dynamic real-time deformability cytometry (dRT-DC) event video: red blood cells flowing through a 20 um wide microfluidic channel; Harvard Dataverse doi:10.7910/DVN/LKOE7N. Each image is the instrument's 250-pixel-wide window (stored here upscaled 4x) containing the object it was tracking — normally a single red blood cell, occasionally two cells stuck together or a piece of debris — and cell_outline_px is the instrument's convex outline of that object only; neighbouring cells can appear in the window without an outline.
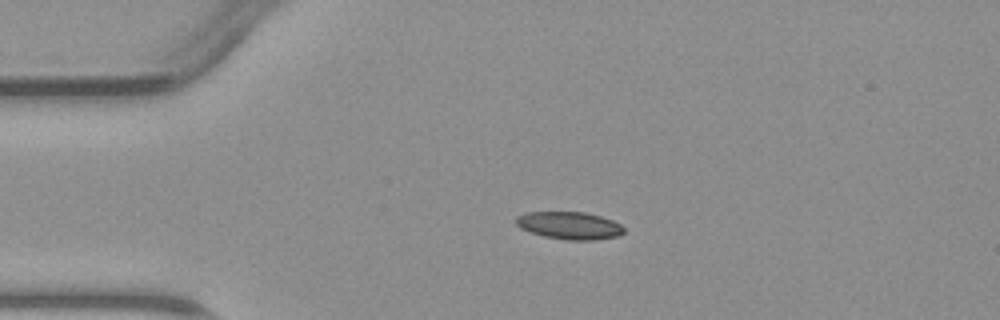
{"species": "common noctule bat (a hibernating species)", "species_latin": "Nyctalus noctula", "temperature_condition": "warm", "stored_images_in_passage": 5, "camera_frame_rate_fps": 3000, "um_per_image_px": 0.085, "animal": {"sex": "male", "body_mass_g": 23.1, "forearm_length_mm": 52.7}, "frame": {"image": 1, "passage_image": 1, "time_ms": 0.0, "image_size_px": [1000, 320], "cell_outline_px": [[624, 232], [620, 236], [596, 240], [568, 240], [544, 236], [520, 228], [516, 224], [516, 216], [524, 212], [584, 212], [600, 216], [612, 220], [620, 224], [624, 228]], "centroid_in_image_um": [48.41, 19.17], "position_along_channel_um": 36.6, "area_um2": 17.34}}
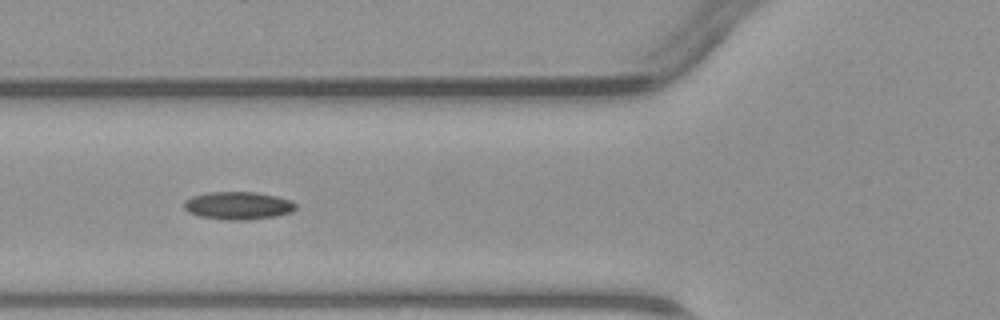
{"frame": {"image": 2, "passage_image": 3, "time_ms": 2.333, "image_size_px": [1000, 320], "cell_outline_px": [[296, 208], [292, 212], [276, 216], [244, 220], [228, 220], [200, 216], [188, 212], [184, 208], [184, 200], [192, 196], [208, 192], [256, 192], [276, 196], [292, 200], [296, 204]], "centroid_in_image_um": [20.24, 17.47], "position_along_channel_um": 105.6, "area_um2": 18.15}}
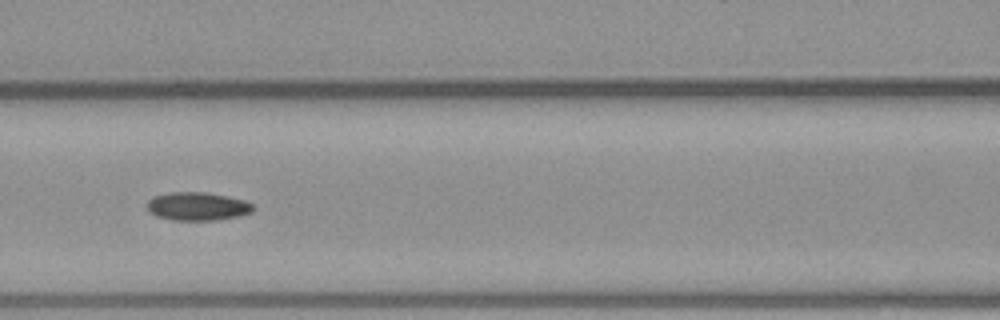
{"frame": {"image": 3, "passage_image": 4, "time_ms": 3.333, "image_size_px": [1000, 320], "cell_outline_px": [[256, 208], [252, 212], [240, 216], [216, 220], [172, 220], [156, 216], [148, 208], [148, 200], [152, 196], [168, 192], [204, 192], [228, 196], [244, 200], [252, 204]], "centroid_in_image_um": [16.81, 17.53], "position_along_channel_um": 149.8, "area_um2": 17.57}}